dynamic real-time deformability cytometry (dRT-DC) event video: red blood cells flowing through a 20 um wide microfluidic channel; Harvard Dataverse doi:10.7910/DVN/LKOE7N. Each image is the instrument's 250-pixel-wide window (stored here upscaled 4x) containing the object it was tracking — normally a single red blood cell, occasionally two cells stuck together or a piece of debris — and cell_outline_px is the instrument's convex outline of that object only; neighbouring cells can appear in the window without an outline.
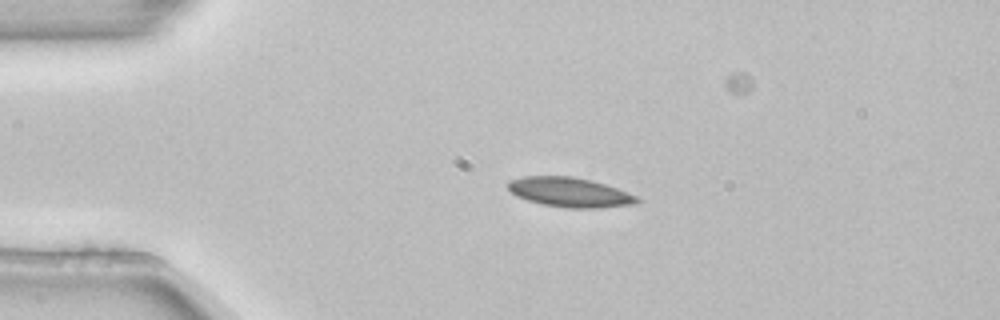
{"species": "common noctule bat (a hibernating species)", "species_latin": "Nyctalus noctula", "temperature_condition": "room temperature", "stored_images_in_passage": 4, "camera_frame_rate_fps": 3000, "um_per_image_px": 0.085, "animal": {"sex": "female", "body_mass_g": 22.7, "forearm_length_mm": 54.2}, "frame": {"image": 1, "passage_image": 2, "time_ms": 0.333, "image_size_px": [1000, 320], "cell_outline_px": [[644, 200], [636, 204], [600, 208], [568, 208], [544, 204], [528, 200], [516, 196], [508, 188], [508, 180], [524, 176], [572, 176], [592, 180], [616, 188], [636, 196]], "centroid_in_image_um": [48.45, 16.34], "position_along_channel_um": 36.5, "area_um2": 22.25}}